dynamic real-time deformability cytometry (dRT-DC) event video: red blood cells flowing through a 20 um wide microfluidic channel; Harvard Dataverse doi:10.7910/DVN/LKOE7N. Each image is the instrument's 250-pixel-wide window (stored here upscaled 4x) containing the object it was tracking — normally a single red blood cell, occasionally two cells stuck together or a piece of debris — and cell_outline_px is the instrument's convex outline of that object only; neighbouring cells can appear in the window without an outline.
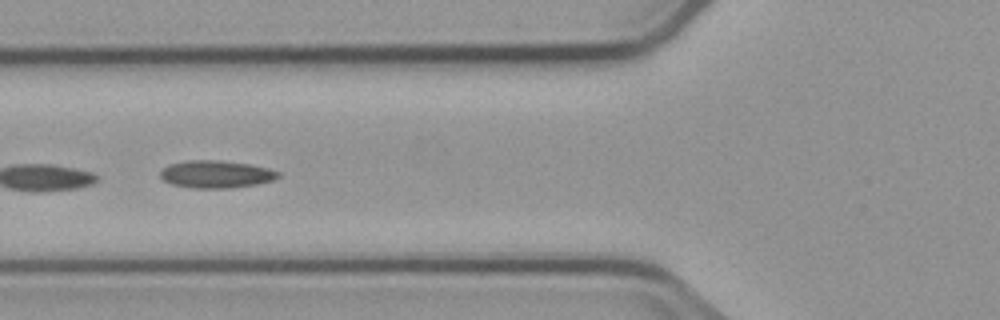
{"species": "common noctule bat (a hibernating species)", "species_latin": "Nyctalus noctula", "temperature_condition": "cold", "stored_images_in_passage": 4, "camera_frame_rate_fps": 3000, "um_per_image_px": 0.085, "animal": {"sex": "male", "body_mass_g": 23.1, "forearm_length_mm": 52.7}, "frame": {"image": 1, "passage_image": 2, "time_ms": 1.333, "image_size_px": [1000, 320], "cell_outline_px": [[280, 176], [272, 180], [256, 184], [228, 188], [192, 188], [172, 184], [164, 180], [160, 176], [160, 172], [168, 164], [188, 160], [220, 160], [248, 164], [268, 168], [280, 172]], "centroid_in_image_um": [18.35, 14.8], "position_along_channel_um": 107.4, "area_um2": 18.79}}
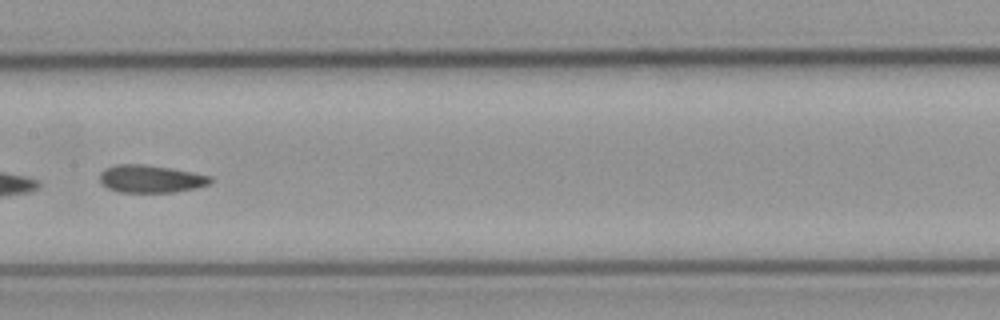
{"frame": {"image": 2, "passage_image": 4, "time_ms": 3.667, "image_size_px": [1000, 320], "cell_outline_px": [[212, 180], [208, 184], [192, 188], [172, 192], [120, 192], [108, 188], [100, 184], [100, 172], [104, 168], [116, 164], [144, 164], [172, 168], [212, 176]], "centroid_in_image_um": [12.76, 15.19], "position_along_channel_um": 194.6, "area_um2": 17.8}}